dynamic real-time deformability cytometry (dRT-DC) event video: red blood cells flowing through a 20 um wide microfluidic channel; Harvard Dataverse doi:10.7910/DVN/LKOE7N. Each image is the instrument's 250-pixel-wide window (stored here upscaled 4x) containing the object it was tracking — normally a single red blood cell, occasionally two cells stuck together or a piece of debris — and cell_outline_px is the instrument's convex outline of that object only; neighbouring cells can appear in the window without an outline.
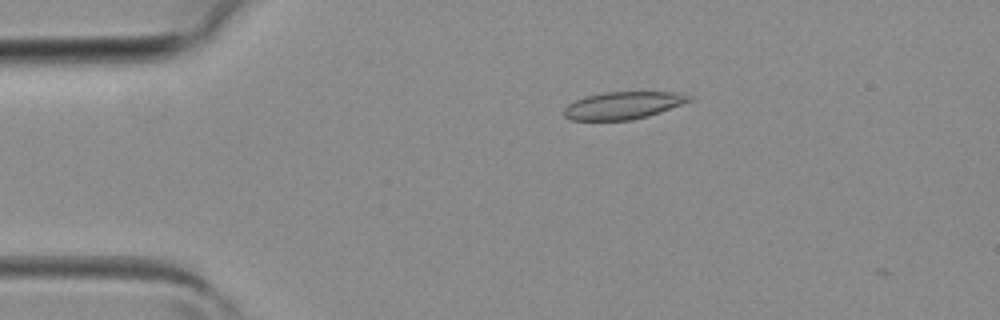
{"species": "common noctule bat (a hibernating species)", "species_latin": "Nyctalus noctula", "temperature_condition": "room temperature", "stored_images_in_passage": 3, "camera_frame_rate_fps": 3000, "um_per_image_px": 0.085, "animal": {"sex": "female", "body_mass_g": 19.3, "forearm_length_mm": 54.1}, "frame": {"image": 1, "passage_image": 2, "time_ms": 0.333, "image_size_px": [1000, 320], "cell_outline_px": [[696, 96], [692, 100], [660, 112], [648, 116], [632, 120], [572, 120], [564, 116], [564, 108], [568, 104], [584, 96], [604, 92], [676, 92]], "centroid_in_image_um": [52.98, 8.95], "position_along_channel_um": 32.0, "area_um2": 20.06}}